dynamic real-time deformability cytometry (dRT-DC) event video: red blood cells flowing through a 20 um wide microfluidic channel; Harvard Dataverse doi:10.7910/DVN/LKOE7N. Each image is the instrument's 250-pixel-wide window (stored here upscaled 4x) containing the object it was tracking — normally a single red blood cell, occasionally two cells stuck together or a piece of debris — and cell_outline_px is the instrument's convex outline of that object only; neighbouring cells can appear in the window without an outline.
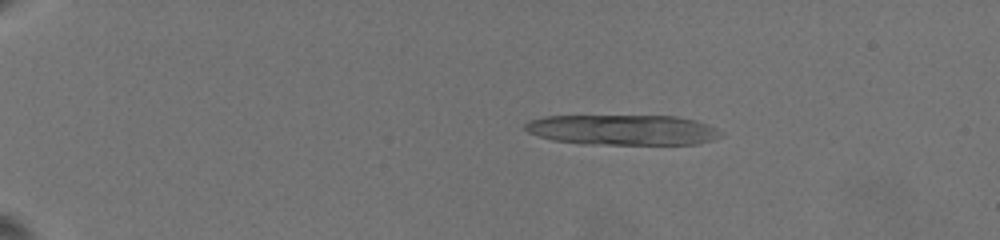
{"species": "common noctule bat (a hibernating species)", "species_latin": "Nyctalus noctula", "temperature_condition": "warm", "stored_images_in_passage": 35, "segment_of_instrument_passage": [1, 2], "camera_frame_rate_fps": 3000, "um_per_image_px": 0.085, "animal": {"sex": "female", "body_mass_g": 19.5, "forearm_length_mm": 54.1}, "frame": {"image": 1, "passage_image": 1, "time_ms": 0.0, "image_size_px": [1000, 240], "cell_outline_px": [[724, 136], [700, 144], [580, 144], [552, 140], [528, 132], [524, 128], [524, 124], [528, 120], [544, 116], [676, 116], [692, 120], [716, 128], [724, 132]], "centroid_in_image_um": [52.92, 11.04], "position_along_channel_um": 32.1, "area_um2": 34.74}}
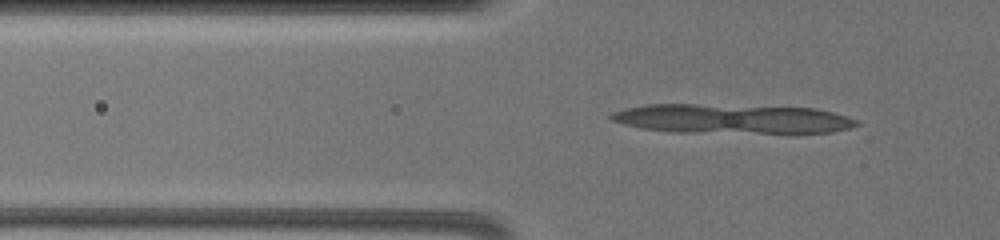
{"frame": {"image": 2, "passage_image": 8, "time_ms": 3.667, "image_size_px": [1000, 240], "cell_outline_px": [[860, 124], [852, 128], [832, 132], [672, 132], [640, 128], [624, 124], [612, 120], [608, 116], [612, 112], [624, 108], [644, 104], [696, 104], [816, 108], [848, 116], [856, 120]], "centroid_in_image_um": [62.17, 10.09], "position_along_channel_um": 63.6, "area_um2": 41.91}}